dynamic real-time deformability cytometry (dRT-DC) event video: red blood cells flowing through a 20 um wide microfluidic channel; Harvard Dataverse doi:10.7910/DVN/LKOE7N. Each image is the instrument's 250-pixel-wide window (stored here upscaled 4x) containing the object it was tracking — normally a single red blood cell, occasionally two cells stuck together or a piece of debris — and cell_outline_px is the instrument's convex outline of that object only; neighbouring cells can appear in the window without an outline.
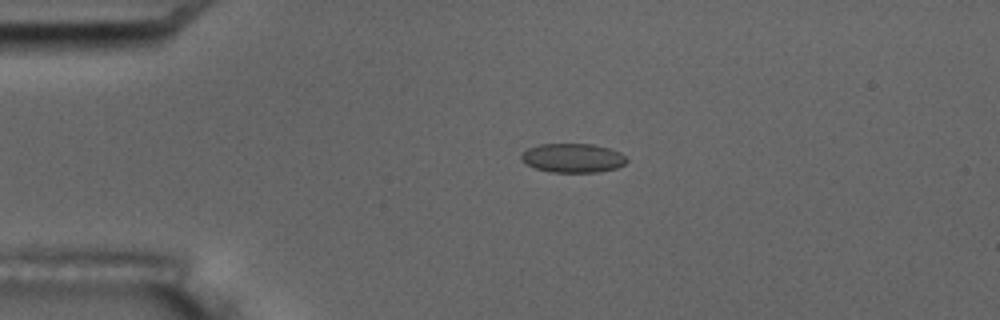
{"species": "common noctule bat (a hibernating species)", "species_latin": "Nyctalus noctula", "temperature_condition": "room temperature", "stored_images_in_passage": 5, "camera_frame_rate_fps": 3000, "um_per_image_px": 0.085, "animal": {"sex": "male", "body_mass_g": 17.5, "forearm_length_mm": 52.3}, "frame": {"image": 1, "passage_image": 4, "time_ms": 3.333, "image_size_px": [1000, 320], "cell_outline_px": [[628, 160], [624, 164], [616, 168], [600, 172], [548, 172], [536, 168], [520, 160], [520, 156], [528, 148], [540, 144], [592, 144], [608, 148], [620, 152]], "centroid_in_image_um": [48.68, 13.43], "position_along_channel_um": 36.3, "area_um2": 17.8}}